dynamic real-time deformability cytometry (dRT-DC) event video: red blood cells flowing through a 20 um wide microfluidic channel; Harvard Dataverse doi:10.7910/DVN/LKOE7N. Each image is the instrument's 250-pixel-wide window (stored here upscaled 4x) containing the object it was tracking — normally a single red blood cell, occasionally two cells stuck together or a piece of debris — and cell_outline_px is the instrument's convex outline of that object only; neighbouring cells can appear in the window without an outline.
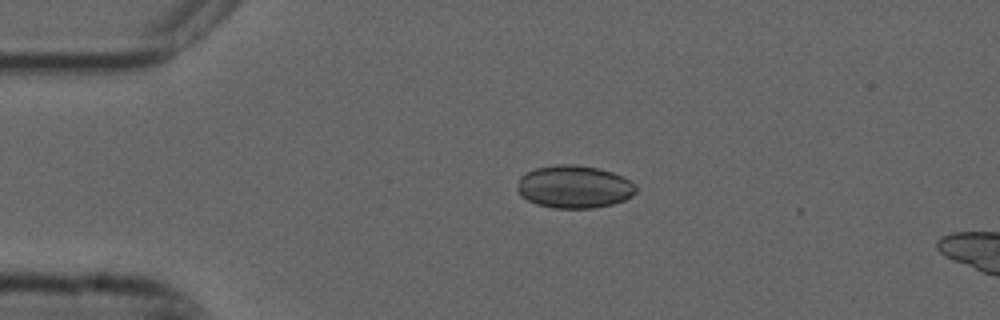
{"species": "common noctule bat (a hibernating species)", "species_latin": "Nyctalus noctula", "temperature_condition": "cold", "stored_images_in_passage": 3, "camera_frame_rate_fps": 3000, "um_per_image_px": 0.085, "animal": {"sex": "male", "forearm_length_mm": 52.5}, "frame": {"image": 1, "passage_image": 2, "time_ms": 0.333, "image_size_px": [1000, 320], "cell_outline_px": [[636, 192], [632, 196], [624, 200], [612, 204], [592, 208], [552, 208], [536, 204], [520, 196], [516, 188], [520, 176], [524, 172], [536, 168], [556, 164], [576, 164], [600, 168], [612, 172], [636, 184]], "centroid_in_image_um": [48.77, 15.87], "position_along_channel_um": 36.2, "area_um2": 29.82}}